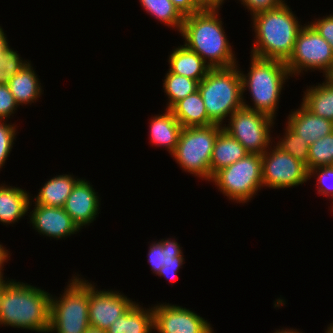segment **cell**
I'll list each match as a JSON object with an SVG mask.
<instances>
[{"label": "cell", "mask_w": 333, "mask_h": 333, "mask_svg": "<svg viewBox=\"0 0 333 333\" xmlns=\"http://www.w3.org/2000/svg\"><path fill=\"white\" fill-rule=\"evenodd\" d=\"M204 7H221L224 0H198Z\"/></svg>", "instance_id": "obj_40"}, {"label": "cell", "mask_w": 333, "mask_h": 333, "mask_svg": "<svg viewBox=\"0 0 333 333\" xmlns=\"http://www.w3.org/2000/svg\"><path fill=\"white\" fill-rule=\"evenodd\" d=\"M4 247V245L0 244V277H4V266L10 260V250Z\"/></svg>", "instance_id": "obj_38"}, {"label": "cell", "mask_w": 333, "mask_h": 333, "mask_svg": "<svg viewBox=\"0 0 333 333\" xmlns=\"http://www.w3.org/2000/svg\"><path fill=\"white\" fill-rule=\"evenodd\" d=\"M222 7H205L184 17L179 34L184 45L196 52L211 68H227L238 64L236 54L226 36L219 16Z\"/></svg>", "instance_id": "obj_1"}, {"label": "cell", "mask_w": 333, "mask_h": 333, "mask_svg": "<svg viewBox=\"0 0 333 333\" xmlns=\"http://www.w3.org/2000/svg\"><path fill=\"white\" fill-rule=\"evenodd\" d=\"M60 296L51 294L48 333H85L89 324V281L73 274Z\"/></svg>", "instance_id": "obj_6"}, {"label": "cell", "mask_w": 333, "mask_h": 333, "mask_svg": "<svg viewBox=\"0 0 333 333\" xmlns=\"http://www.w3.org/2000/svg\"><path fill=\"white\" fill-rule=\"evenodd\" d=\"M323 77L328 83L333 85V63L331 65L330 69L327 71V73Z\"/></svg>", "instance_id": "obj_41"}, {"label": "cell", "mask_w": 333, "mask_h": 333, "mask_svg": "<svg viewBox=\"0 0 333 333\" xmlns=\"http://www.w3.org/2000/svg\"><path fill=\"white\" fill-rule=\"evenodd\" d=\"M261 158L264 189L293 188L309 180L306 165L273 143Z\"/></svg>", "instance_id": "obj_11"}, {"label": "cell", "mask_w": 333, "mask_h": 333, "mask_svg": "<svg viewBox=\"0 0 333 333\" xmlns=\"http://www.w3.org/2000/svg\"><path fill=\"white\" fill-rule=\"evenodd\" d=\"M30 197V193L20 187L0 184V223L9 226L27 216Z\"/></svg>", "instance_id": "obj_19"}, {"label": "cell", "mask_w": 333, "mask_h": 333, "mask_svg": "<svg viewBox=\"0 0 333 333\" xmlns=\"http://www.w3.org/2000/svg\"><path fill=\"white\" fill-rule=\"evenodd\" d=\"M152 307L144 308L136 302L125 314L120 316L107 330V333H152Z\"/></svg>", "instance_id": "obj_24"}, {"label": "cell", "mask_w": 333, "mask_h": 333, "mask_svg": "<svg viewBox=\"0 0 333 333\" xmlns=\"http://www.w3.org/2000/svg\"><path fill=\"white\" fill-rule=\"evenodd\" d=\"M249 153L244 146L223 129L219 132L210 160L211 179L221 169L232 165Z\"/></svg>", "instance_id": "obj_23"}, {"label": "cell", "mask_w": 333, "mask_h": 333, "mask_svg": "<svg viewBox=\"0 0 333 333\" xmlns=\"http://www.w3.org/2000/svg\"><path fill=\"white\" fill-rule=\"evenodd\" d=\"M6 122L8 120H0V171L4 168L3 166H5L6 160L10 156L18 133L17 125Z\"/></svg>", "instance_id": "obj_32"}, {"label": "cell", "mask_w": 333, "mask_h": 333, "mask_svg": "<svg viewBox=\"0 0 333 333\" xmlns=\"http://www.w3.org/2000/svg\"><path fill=\"white\" fill-rule=\"evenodd\" d=\"M250 67L247 74L239 69L242 81L243 107L262 112L276 120V109L279 107L281 92L285 82L292 78L285 62L264 59L250 55ZM248 88V89H247ZM247 90L250 93L251 104L244 98Z\"/></svg>", "instance_id": "obj_4"}, {"label": "cell", "mask_w": 333, "mask_h": 333, "mask_svg": "<svg viewBox=\"0 0 333 333\" xmlns=\"http://www.w3.org/2000/svg\"><path fill=\"white\" fill-rule=\"evenodd\" d=\"M199 81L173 74L169 70L163 79V90L168 102L165 109H171L178 101L198 90Z\"/></svg>", "instance_id": "obj_28"}, {"label": "cell", "mask_w": 333, "mask_h": 333, "mask_svg": "<svg viewBox=\"0 0 333 333\" xmlns=\"http://www.w3.org/2000/svg\"><path fill=\"white\" fill-rule=\"evenodd\" d=\"M254 43L251 55L286 62L304 25L287 5L257 13L251 17Z\"/></svg>", "instance_id": "obj_3"}, {"label": "cell", "mask_w": 333, "mask_h": 333, "mask_svg": "<svg viewBox=\"0 0 333 333\" xmlns=\"http://www.w3.org/2000/svg\"><path fill=\"white\" fill-rule=\"evenodd\" d=\"M331 46L333 50V13L316 18L309 23Z\"/></svg>", "instance_id": "obj_36"}, {"label": "cell", "mask_w": 333, "mask_h": 333, "mask_svg": "<svg viewBox=\"0 0 333 333\" xmlns=\"http://www.w3.org/2000/svg\"><path fill=\"white\" fill-rule=\"evenodd\" d=\"M325 333H333V322L330 323L327 327V329H325Z\"/></svg>", "instance_id": "obj_45"}, {"label": "cell", "mask_w": 333, "mask_h": 333, "mask_svg": "<svg viewBox=\"0 0 333 333\" xmlns=\"http://www.w3.org/2000/svg\"><path fill=\"white\" fill-rule=\"evenodd\" d=\"M51 293L11 279L0 300V326L48 333Z\"/></svg>", "instance_id": "obj_2"}, {"label": "cell", "mask_w": 333, "mask_h": 333, "mask_svg": "<svg viewBox=\"0 0 333 333\" xmlns=\"http://www.w3.org/2000/svg\"><path fill=\"white\" fill-rule=\"evenodd\" d=\"M18 107L8 84H0V120H9Z\"/></svg>", "instance_id": "obj_34"}, {"label": "cell", "mask_w": 333, "mask_h": 333, "mask_svg": "<svg viewBox=\"0 0 333 333\" xmlns=\"http://www.w3.org/2000/svg\"><path fill=\"white\" fill-rule=\"evenodd\" d=\"M80 179L69 173L57 174V176H53L41 186L37 195L30 197L31 202L45 206L63 207L66 199Z\"/></svg>", "instance_id": "obj_22"}, {"label": "cell", "mask_w": 333, "mask_h": 333, "mask_svg": "<svg viewBox=\"0 0 333 333\" xmlns=\"http://www.w3.org/2000/svg\"><path fill=\"white\" fill-rule=\"evenodd\" d=\"M309 180H317V193L328 197L333 203V165L322 166L311 169L308 175Z\"/></svg>", "instance_id": "obj_33"}, {"label": "cell", "mask_w": 333, "mask_h": 333, "mask_svg": "<svg viewBox=\"0 0 333 333\" xmlns=\"http://www.w3.org/2000/svg\"><path fill=\"white\" fill-rule=\"evenodd\" d=\"M220 125L184 127L171 157L180 165L182 171L210 182V160ZM194 174V175H193Z\"/></svg>", "instance_id": "obj_7"}, {"label": "cell", "mask_w": 333, "mask_h": 333, "mask_svg": "<svg viewBox=\"0 0 333 333\" xmlns=\"http://www.w3.org/2000/svg\"><path fill=\"white\" fill-rule=\"evenodd\" d=\"M8 86L19 106L36 103L44 91L31 61L9 80Z\"/></svg>", "instance_id": "obj_21"}, {"label": "cell", "mask_w": 333, "mask_h": 333, "mask_svg": "<svg viewBox=\"0 0 333 333\" xmlns=\"http://www.w3.org/2000/svg\"><path fill=\"white\" fill-rule=\"evenodd\" d=\"M273 333H303L302 331H299V329H293V328H285V329H279V330H275V332Z\"/></svg>", "instance_id": "obj_42"}, {"label": "cell", "mask_w": 333, "mask_h": 333, "mask_svg": "<svg viewBox=\"0 0 333 333\" xmlns=\"http://www.w3.org/2000/svg\"><path fill=\"white\" fill-rule=\"evenodd\" d=\"M164 113L154 115L149 121V140L157 147H165L171 155L178 143L182 125L175 118L170 109H164Z\"/></svg>", "instance_id": "obj_18"}, {"label": "cell", "mask_w": 333, "mask_h": 333, "mask_svg": "<svg viewBox=\"0 0 333 333\" xmlns=\"http://www.w3.org/2000/svg\"><path fill=\"white\" fill-rule=\"evenodd\" d=\"M85 333H107L105 330H101L99 328L91 327L89 326L86 330Z\"/></svg>", "instance_id": "obj_44"}, {"label": "cell", "mask_w": 333, "mask_h": 333, "mask_svg": "<svg viewBox=\"0 0 333 333\" xmlns=\"http://www.w3.org/2000/svg\"><path fill=\"white\" fill-rule=\"evenodd\" d=\"M301 104L316 116L333 122V85L325 79L322 84L307 86Z\"/></svg>", "instance_id": "obj_26"}, {"label": "cell", "mask_w": 333, "mask_h": 333, "mask_svg": "<svg viewBox=\"0 0 333 333\" xmlns=\"http://www.w3.org/2000/svg\"><path fill=\"white\" fill-rule=\"evenodd\" d=\"M283 130L284 135L278 139L279 141H273L274 145L304 163L308 170L309 143L302 140L287 125H285V129Z\"/></svg>", "instance_id": "obj_29"}, {"label": "cell", "mask_w": 333, "mask_h": 333, "mask_svg": "<svg viewBox=\"0 0 333 333\" xmlns=\"http://www.w3.org/2000/svg\"><path fill=\"white\" fill-rule=\"evenodd\" d=\"M5 279V280H4ZM11 279H7V277H0V300H1V296L2 293L4 291L5 285L10 281Z\"/></svg>", "instance_id": "obj_43"}, {"label": "cell", "mask_w": 333, "mask_h": 333, "mask_svg": "<svg viewBox=\"0 0 333 333\" xmlns=\"http://www.w3.org/2000/svg\"><path fill=\"white\" fill-rule=\"evenodd\" d=\"M96 286L94 282H89V324L91 327L106 331L136 301L119 290H100Z\"/></svg>", "instance_id": "obj_13"}, {"label": "cell", "mask_w": 333, "mask_h": 333, "mask_svg": "<svg viewBox=\"0 0 333 333\" xmlns=\"http://www.w3.org/2000/svg\"><path fill=\"white\" fill-rule=\"evenodd\" d=\"M183 247L178 244L175 238H164L152 241L148 248V263L151 271L167 281L175 282L179 270L185 263Z\"/></svg>", "instance_id": "obj_16"}, {"label": "cell", "mask_w": 333, "mask_h": 333, "mask_svg": "<svg viewBox=\"0 0 333 333\" xmlns=\"http://www.w3.org/2000/svg\"><path fill=\"white\" fill-rule=\"evenodd\" d=\"M99 196L93 185L85 178H81L66 199L63 208L80 230L89 226L98 217L101 205Z\"/></svg>", "instance_id": "obj_15"}, {"label": "cell", "mask_w": 333, "mask_h": 333, "mask_svg": "<svg viewBox=\"0 0 333 333\" xmlns=\"http://www.w3.org/2000/svg\"><path fill=\"white\" fill-rule=\"evenodd\" d=\"M239 66L240 64L227 68H211L199 82L198 91L213 124L224 126L228 117L243 107Z\"/></svg>", "instance_id": "obj_5"}, {"label": "cell", "mask_w": 333, "mask_h": 333, "mask_svg": "<svg viewBox=\"0 0 333 333\" xmlns=\"http://www.w3.org/2000/svg\"><path fill=\"white\" fill-rule=\"evenodd\" d=\"M232 202L245 204L263 189L261 154H248L219 170L210 181Z\"/></svg>", "instance_id": "obj_8"}, {"label": "cell", "mask_w": 333, "mask_h": 333, "mask_svg": "<svg viewBox=\"0 0 333 333\" xmlns=\"http://www.w3.org/2000/svg\"><path fill=\"white\" fill-rule=\"evenodd\" d=\"M169 71L197 81H201L211 67L194 51L184 44L174 47L168 56Z\"/></svg>", "instance_id": "obj_20"}, {"label": "cell", "mask_w": 333, "mask_h": 333, "mask_svg": "<svg viewBox=\"0 0 333 333\" xmlns=\"http://www.w3.org/2000/svg\"><path fill=\"white\" fill-rule=\"evenodd\" d=\"M152 310L157 333H215L210 322L189 308L164 302Z\"/></svg>", "instance_id": "obj_12"}, {"label": "cell", "mask_w": 333, "mask_h": 333, "mask_svg": "<svg viewBox=\"0 0 333 333\" xmlns=\"http://www.w3.org/2000/svg\"><path fill=\"white\" fill-rule=\"evenodd\" d=\"M223 130L238 140L249 154H263L273 143L275 119L262 112L242 107L235 110ZM227 125V126H226Z\"/></svg>", "instance_id": "obj_9"}, {"label": "cell", "mask_w": 333, "mask_h": 333, "mask_svg": "<svg viewBox=\"0 0 333 333\" xmlns=\"http://www.w3.org/2000/svg\"><path fill=\"white\" fill-rule=\"evenodd\" d=\"M29 62L8 45L0 56V84H8L9 80Z\"/></svg>", "instance_id": "obj_31"}, {"label": "cell", "mask_w": 333, "mask_h": 333, "mask_svg": "<svg viewBox=\"0 0 333 333\" xmlns=\"http://www.w3.org/2000/svg\"><path fill=\"white\" fill-rule=\"evenodd\" d=\"M333 63V50L330 44L309 24L305 22L298 33L293 52L285 62L292 77L302 76L315 70L327 73ZM311 70V71H310Z\"/></svg>", "instance_id": "obj_10"}, {"label": "cell", "mask_w": 333, "mask_h": 333, "mask_svg": "<svg viewBox=\"0 0 333 333\" xmlns=\"http://www.w3.org/2000/svg\"><path fill=\"white\" fill-rule=\"evenodd\" d=\"M245 10L250 11L251 17L263 11H269L280 7L286 3L285 0H238Z\"/></svg>", "instance_id": "obj_35"}, {"label": "cell", "mask_w": 333, "mask_h": 333, "mask_svg": "<svg viewBox=\"0 0 333 333\" xmlns=\"http://www.w3.org/2000/svg\"><path fill=\"white\" fill-rule=\"evenodd\" d=\"M170 110L183 128L213 125L198 90L178 101Z\"/></svg>", "instance_id": "obj_25"}, {"label": "cell", "mask_w": 333, "mask_h": 333, "mask_svg": "<svg viewBox=\"0 0 333 333\" xmlns=\"http://www.w3.org/2000/svg\"><path fill=\"white\" fill-rule=\"evenodd\" d=\"M170 1L184 17L190 14H194L205 8L198 0H170Z\"/></svg>", "instance_id": "obj_37"}, {"label": "cell", "mask_w": 333, "mask_h": 333, "mask_svg": "<svg viewBox=\"0 0 333 333\" xmlns=\"http://www.w3.org/2000/svg\"><path fill=\"white\" fill-rule=\"evenodd\" d=\"M289 113L286 125L309 145L333 132L332 121L312 114L302 104Z\"/></svg>", "instance_id": "obj_17"}, {"label": "cell", "mask_w": 333, "mask_h": 333, "mask_svg": "<svg viewBox=\"0 0 333 333\" xmlns=\"http://www.w3.org/2000/svg\"><path fill=\"white\" fill-rule=\"evenodd\" d=\"M333 165V132L309 146L308 172L311 169Z\"/></svg>", "instance_id": "obj_30"}, {"label": "cell", "mask_w": 333, "mask_h": 333, "mask_svg": "<svg viewBox=\"0 0 333 333\" xmlns=\"http://www.w3.org/2000/svg\"><path fill=\"white\" fill-rule=\"evenodd\" d=\"M31 206L30 200L28 206L29 222L41 236L62 240L81 231L63 207L35 204L33 210L30 211Z\"/></svg>", "instance_id": "obj_14"}, {"label": "cell", "mask_w": 333, "mask_h": 333, "mask_svg": "<svg viewBox=\"0 0 333 333\" xmlns=\"http://www.w3.org/2000/svg\"><path fill=\"white\" fill-rule=\"evenodd\" d=\"M8 43L7 35L0 26V56L3 54V50L9 45Z\"/></svg>", "instance_id": "obj_39"}, {"label": "cell", "mask_w": 333, "mask_h": 333, "mask_svg": "<svg viewBox=\"0 0 333 333\" xmlns=\"http://www.w3.org/2000/svg\"><path fill=\"white\" fill-rule=\"evenodd\" d=\"M139 2L148 15L180 33L184 16L170 0H139Z\"/></svg>", "instance_id": "obj_27"}]
</instances>
